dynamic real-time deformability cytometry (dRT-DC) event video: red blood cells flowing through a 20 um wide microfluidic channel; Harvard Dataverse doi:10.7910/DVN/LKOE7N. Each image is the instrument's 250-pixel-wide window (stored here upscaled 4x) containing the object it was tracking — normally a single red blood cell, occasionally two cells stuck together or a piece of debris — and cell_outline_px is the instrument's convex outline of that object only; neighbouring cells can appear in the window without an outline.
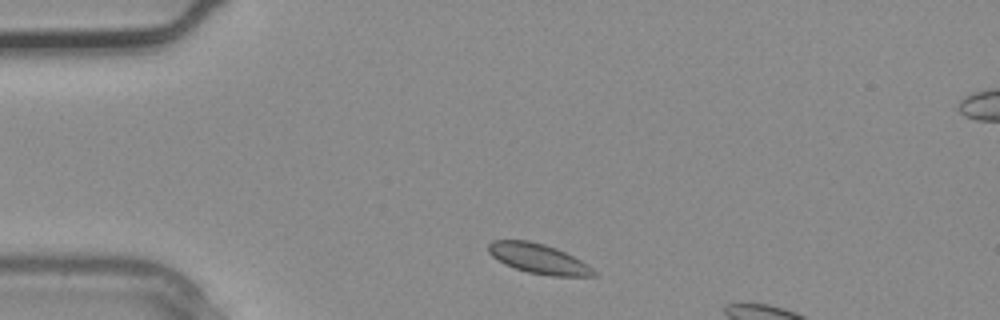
{"species": "common noctule bat (a hibernating species)", "species_latin": "Nyctalus noctula", "temperature_condition": "warm", "stored_images_in_passage": 3, "segment_of_instrument_passage": [2, 2], "camera_frame_rate_fps": 3000, "um_per_image_px": 0.085, "animal": {"sex": "male", "body_mass_g": 20.4}, "frame": {"image": 1, "passage_image": 3, "time_ms": 0.667, "image_size_px": [1000, 320], "cell_outline_px": [[596, 276], [552, 276], [528, 272], [504, 264], [492, 256], [488, 252], [488, 244], [492, 240], [528, 240], [544, 244], [556, 248], [588, 264], [596, 272]], "centroid_in_image_um": [45.76, 21.98], "position_along_channel_um": 39.2, "area_um2": 18.21}}